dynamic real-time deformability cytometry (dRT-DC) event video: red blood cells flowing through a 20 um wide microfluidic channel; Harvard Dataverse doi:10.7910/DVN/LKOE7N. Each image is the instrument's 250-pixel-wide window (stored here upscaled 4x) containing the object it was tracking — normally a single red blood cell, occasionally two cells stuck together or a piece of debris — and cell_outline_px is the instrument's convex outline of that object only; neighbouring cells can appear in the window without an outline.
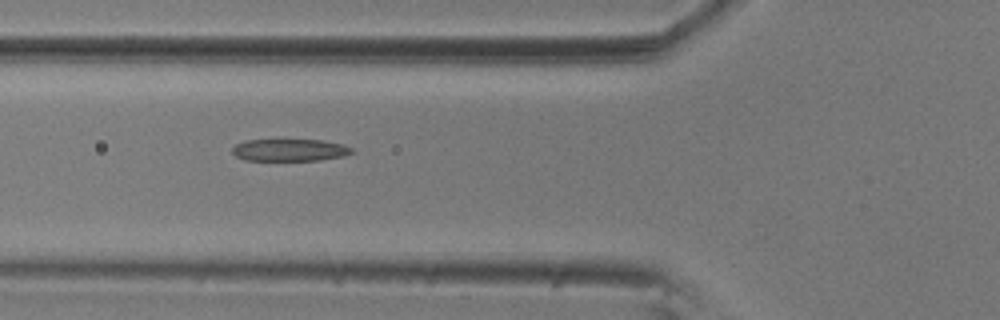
{"species": "common noctule bat (a hibernating species)", "species_latin": "Nyctalus noctula", "temperature_condition": "room temperature", "stored_images_in_passage": 9, "camera_frame_rate_fps": 3000, "um_per_image_px": 0.085, "animal": {"sex": "male", "body_mass_g": 20.5, "forearm_length_mm": 52.5}, "frame": {"image": 1, "passage_image": 6, "time_ms": 1.667, "image_size_px": [1000, 320], "cell_outline_px": [[356, 152], [344, 156], [320, 160], [244, 160], [236, 156], [232, 152], [232, 148], [236, 144], [244, 140], [320, 140], [344, 144], [352, 148]], "centroid_in_image_um": [24.65, 12.75], "position_along_channel_um": 101.1, "area_um2": 15.49}}
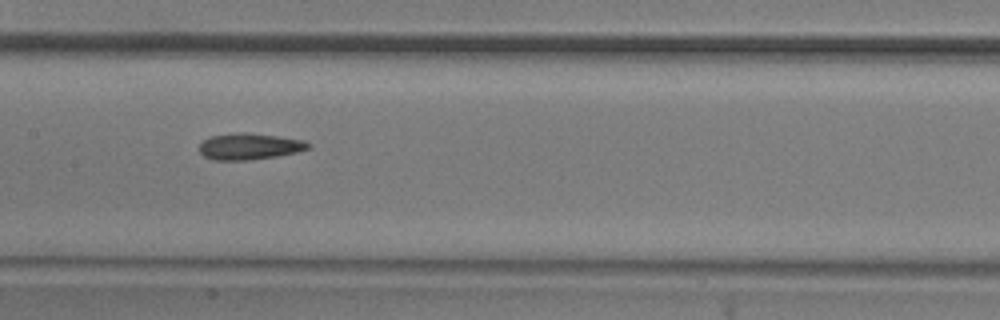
{"frame": {"image": 2, "passage_image": 8, "time_ms": 2.333, "image_size_px": [1000, 320], "cell_outline_px": [[312, 144], [308, 148], [296, 152], [276, 156], [248, 160], [216, 160], [204, 156], [200, 152], [200, 144], [204, 140], [212, 136], [236, 132], [244, 132], [276, 136], [304, 140]], "centroid_in_image_um": [21.2, 12.44], "position_along_channel_um": 186.2, "area_um2": 16.53}}
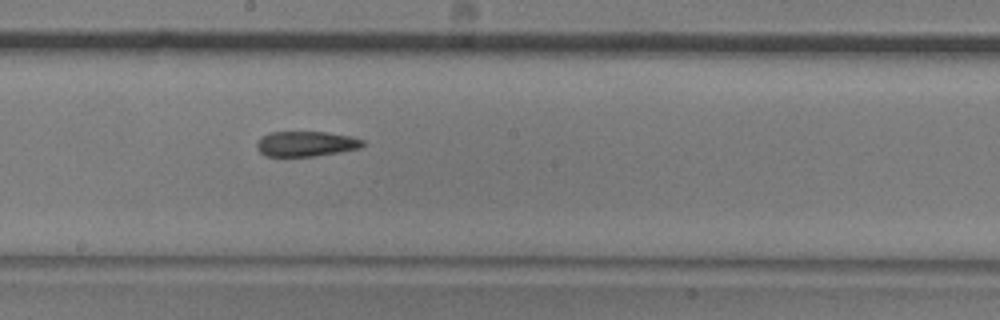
{"frame": {"image": 3, "passage_image": 9, "time_ms": 2.667, "image_size_px": [1000, 320], "cell_outline_px": [[364, 144], [360, 148], [340, 152], [312, 156], [264, 156], [256, 148], [256, 144], [268, 132], [324, 132], [352, 136], [364, 140]], "centroid_in_image_um": [26.02, 12.22], "position_along_channel_um": 222.2, "area_um2": 15.49}}